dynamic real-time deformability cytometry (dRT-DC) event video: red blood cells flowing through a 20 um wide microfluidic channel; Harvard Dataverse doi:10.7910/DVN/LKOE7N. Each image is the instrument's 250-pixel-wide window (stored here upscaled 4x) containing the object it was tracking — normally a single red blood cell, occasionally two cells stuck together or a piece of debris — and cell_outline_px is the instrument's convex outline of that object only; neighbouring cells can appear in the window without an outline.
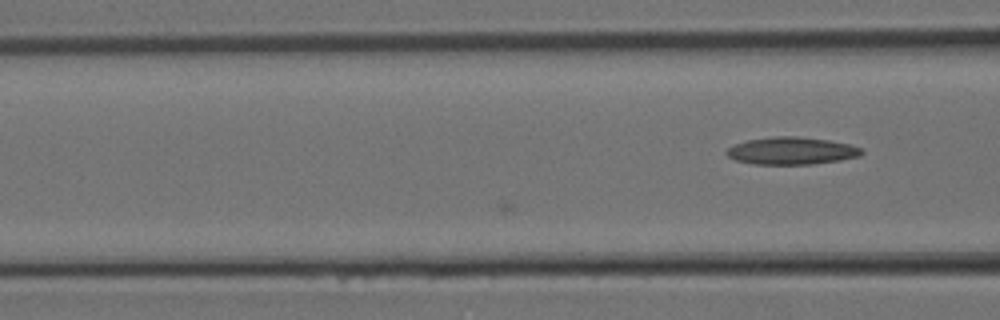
{"species": "Egyptian fruit bat (a non-hibernating species)", "species_latin": "Rousettus aegyptiacus", "temperature_condition": "room temperature", "stored_images_in_passage": 9, "camera_frame_rate_fps": 3000, "um_per_image_px": 0.085, "animal": {"sex": "female"}, "frame": {"image": 1, "passage_image": 9, "time_ms": 2.667, "image_size_px": [1000, 320], "cell_outline_px": [[864, 152], [860, 156], [840, 160], [812, 164], [752, 164], [736, 160], [728, 156], [724, 152], [728, 148], [736, 144], [748, 140], [772, 136], [796, 136], [828, 140], [848, 144], [860, 148]], "centroid_in_image_um": [67.27, 12.82], "position_along_channel_um": 99.3, "area_um2": 21.44}}